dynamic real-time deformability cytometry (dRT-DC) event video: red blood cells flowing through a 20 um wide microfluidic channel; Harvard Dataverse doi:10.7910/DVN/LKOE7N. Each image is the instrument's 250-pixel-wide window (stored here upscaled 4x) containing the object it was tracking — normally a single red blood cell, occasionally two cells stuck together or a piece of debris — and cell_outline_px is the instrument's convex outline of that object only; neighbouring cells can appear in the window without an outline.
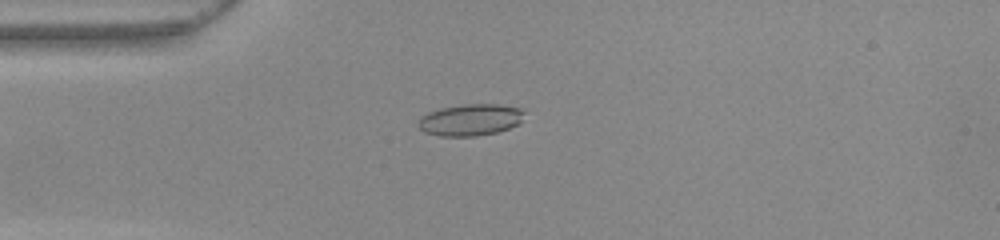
{"species": "common noctule bat (a hibernating species)", "species_latin": "Nyctalus noctula", "temperature_condition": "warm", "stored_images_in_passage": 41, "camera_frame_rate_fps": 3000, "um_per_image_px": 0.085, "animal": {"sex": "female", "body_mass_g": 22.0, "forearm_length_mm": 56.7}, "frame": {"image": 1, "passage_image": 2, "time_ms": 0.333, "image_size_px": [1000, 240], "cell_outline_px": [[524, 112], [520, 124], [496, 132], [476, 136], [440, 136], [424, 132], [416, 124], [428, 112], [440, 108], [464, 104], [500, 104], [520, 108]], "centroid_in_image_um": [39.99, 10.18], "position_along_channel_um": 45.0, "area_um2": 19.54}}
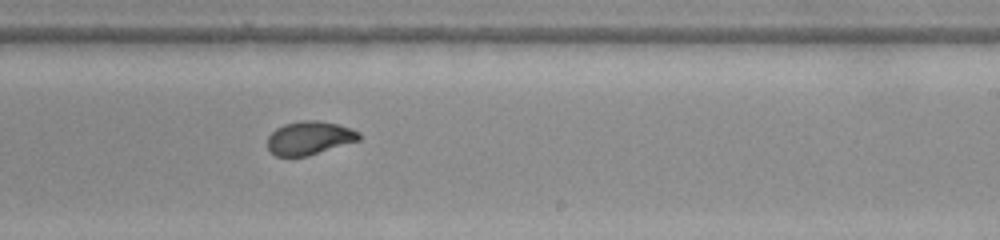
{"frame": {"image": 2, "passage_image": 20, "time_ms": 6.333, "image_size_px": [1000, 240], "cell_outline_px": [[360, 140], [308, 156], [276, 156], [268, 148], [268, 136], [276, 128], [284, 124], [300, 120], [316, 120], [336, 124], [360, 132]], "centroid_in_image_um": [26.29, 11.73], "position_along_channel_um": 262.7, "area_um2": 17.74}}
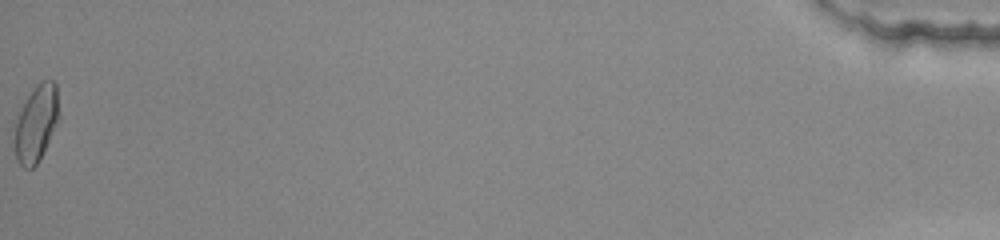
{"frame": {"image": 3, "passage_image": 41, "time_ms": 13.333, "image_size_px": [1000, 240], "cell_outline_px": [[56, 124], [36, 164], [32, 168], [24, 168], [16, 160], [16, 120], [32, 88], [36, 84], [44, 80], [52, 80], [56, 84]], "centroid_in_image_um": [3.05, 10.47], "position_along_channel_um": 432.2, "area_um2": 18.55}, "authors_computed_cell_mechanics": {"area_um2": 18.5538, "velocity_mm_per_s": 3.9163, "shape_relaxation_time_tau1_ms": null, "shape_relaxation_time_tau2_ms": 0.6965, "deformation_change_tau1": null, "deformation_change_tau2": 0.0445}}